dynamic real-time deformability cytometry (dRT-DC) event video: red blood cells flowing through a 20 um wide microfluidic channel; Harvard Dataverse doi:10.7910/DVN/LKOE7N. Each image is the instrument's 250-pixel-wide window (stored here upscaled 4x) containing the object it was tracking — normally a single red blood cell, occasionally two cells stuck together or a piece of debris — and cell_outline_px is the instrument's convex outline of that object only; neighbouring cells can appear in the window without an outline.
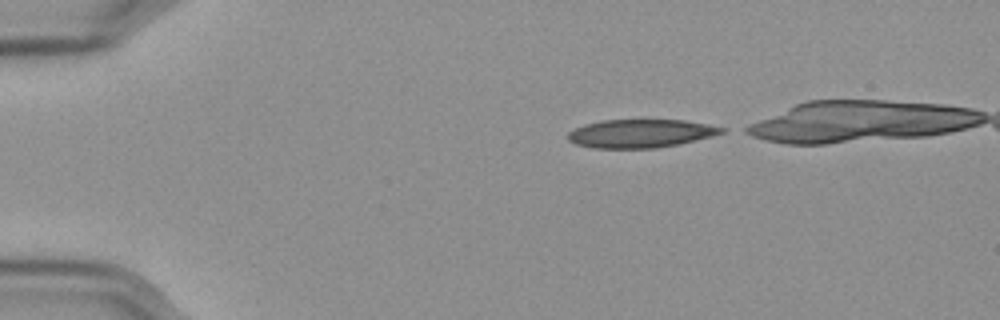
{"species": "Egyptian fruit bat (a non-hibernating species)", "species_latin": "Rousettus aegyptiacus", "temperature_condition": "cold", "stored_images_in_passage": 40, "camera_frame_rate_fps": 3000, "um_per_image_px": 0.085, "frame": {"image": 1, "passage_image": 1, "time_ms": 0.0, "image_size_px": [1000, 320], "cell_outline_px": [[728, 128], [724, 132], [712, 136], [676, 144], [656, 148], [596, 148], [576, 144], [568, 140], [568, 132], [584, 124], [600, 120], [684, 120], [708, 124]], "centroid_in_image_um": [54.45, 11.33], "position_along_channel_um": 30.5, "area_um2": 25.26}}
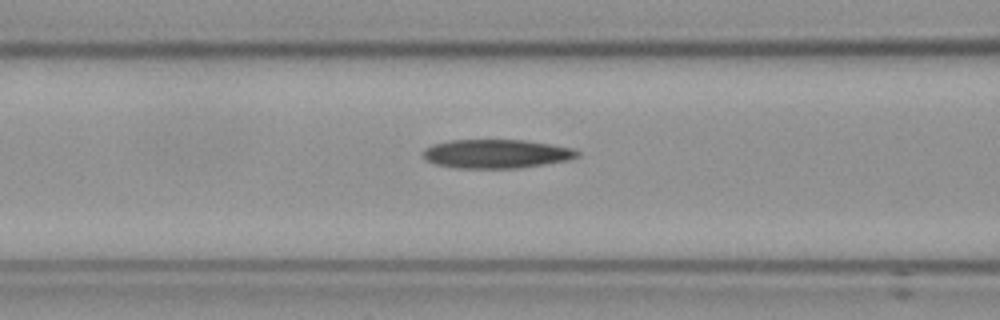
{"frame": {"image": 2, "passage_image": 14, "time_ms": 4.333, "image_size_px": [1000, 320], "cell_outline_px": [[580, 156], [568, 160], [520, 168], [452, 168], [436, 164], [424, 160], [420, 152], [424, 148], [432, 144], [448, 140], [524, 140], [572, 148], [580, 152]], "centroid_in_image_um": [42.11, 13.08], "position_along_channel_um": 124.5, "area_um2": 26.18}}
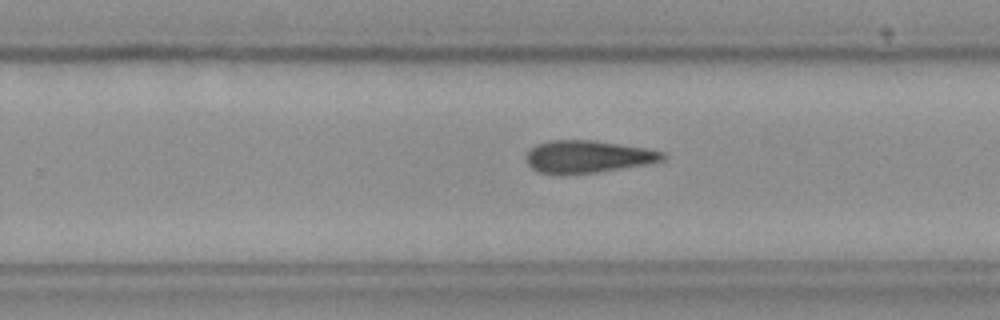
{"frame": {"image": 3, "passage_image": 27, "time_ms": 8.667, "image_size_px": [1000, 320], "cell_outline_px": [[668, 156], [664, 160], [644, 164], [600, 172], [560, 176], [540, 172], [532, 168], [524, 160], [524, 156], [536, 144], [548, 140], [592, 140], [648, 148], [664, 152]], "centroid_in_image_um": [49.93, 13.33], "position_along_channel_um": 279.9, "area_um2": 26.24}}